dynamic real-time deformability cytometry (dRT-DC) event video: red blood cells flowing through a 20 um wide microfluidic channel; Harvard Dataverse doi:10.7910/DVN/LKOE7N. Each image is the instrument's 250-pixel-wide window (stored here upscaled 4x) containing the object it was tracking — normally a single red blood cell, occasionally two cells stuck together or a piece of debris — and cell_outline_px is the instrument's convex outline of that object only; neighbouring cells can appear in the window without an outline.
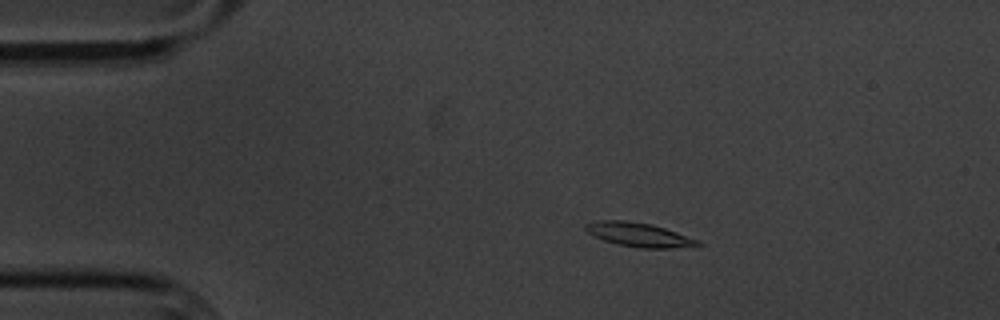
{"species": "common noctule bat (a hibernating species)", "species_latin": "Nyctalus noctula", "temperature_condition": "cold", "stored_images_in_passage": 4, "camera_frame_rate_fps": 3000, "um_per_image_px": 0.085, "animal": {"sex": "male", "body_mass_g": 20.1, "forearm_length_mm": 53.5}, "frame": {"image": 1, "passage_image": 2, "time_ms": 1.333, "image_size_px": [1000, 320], "cell_outline_px": [[704, 244], [672, 248], [640, 248], [616, 244], [604, 240], [588, 232], [584, 228], [584, 224], [596, 220], [624, 220], [652, 224], [700, 240]], "centroid_in_image_um": [54.3, 19.94], "position_along_channel_um": 30.7, "area_um2": 15.66}}
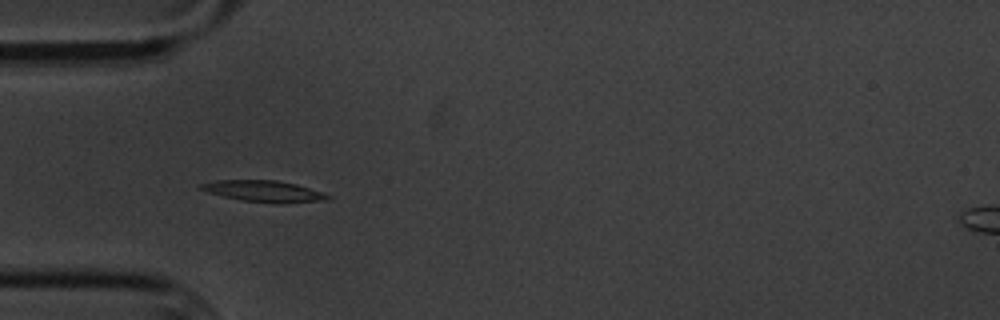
{"frame": {"image": 2, "passage_image": 4, "time_ms": 3.667, "image_size_px": [1000, 320], "cell_outline_px": [[332, 196], [328, 200], [240, 200], [208, 192], [196, 188], [200, 184], [216, 180], [276, 180], [296, 184]], "centroid_in_image_um": [22.27, 16.18], "position_along_channel_um": 62.7, "area_um2": 14.51}}